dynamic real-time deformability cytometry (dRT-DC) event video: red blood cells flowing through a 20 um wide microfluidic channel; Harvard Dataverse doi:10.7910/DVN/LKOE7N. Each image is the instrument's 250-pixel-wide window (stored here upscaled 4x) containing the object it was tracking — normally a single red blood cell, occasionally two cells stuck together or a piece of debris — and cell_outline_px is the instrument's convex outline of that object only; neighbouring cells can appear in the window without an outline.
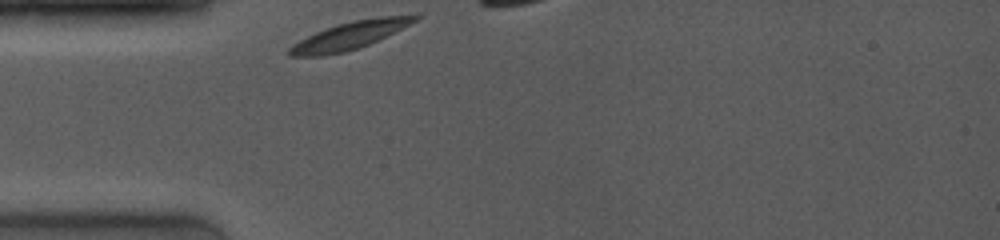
{"species": "common noctule bat (a hibernating species)", "species_latin": "Nyctalus noctula", "temperature_condition": "room temperature", "stored_images_in_passage": 3, "camera_frame_rate_fps": 4000, "um_per_image_px": 0.085, "animal": {"sex": "female", "body_mass_g": 19.0, "forearm_length_mm": 53.3}, "frame": {"image": 1, "passage_image": 1, "time_ms": 0.0, "image_size_px": [1000, 240], "cell_outline_px": [[424, 16], [368, 44], [344, 52], [320, 56], [288, 56], [284, 52], [292, 44], [316, 32], [336, 24], [352, 20], [380, 16], [416, 12], [420, 12]], "centroid_in_image_um": [29.75, 2.97], "position_along_channel_um": 55.2, "area_um2": 20.35}}